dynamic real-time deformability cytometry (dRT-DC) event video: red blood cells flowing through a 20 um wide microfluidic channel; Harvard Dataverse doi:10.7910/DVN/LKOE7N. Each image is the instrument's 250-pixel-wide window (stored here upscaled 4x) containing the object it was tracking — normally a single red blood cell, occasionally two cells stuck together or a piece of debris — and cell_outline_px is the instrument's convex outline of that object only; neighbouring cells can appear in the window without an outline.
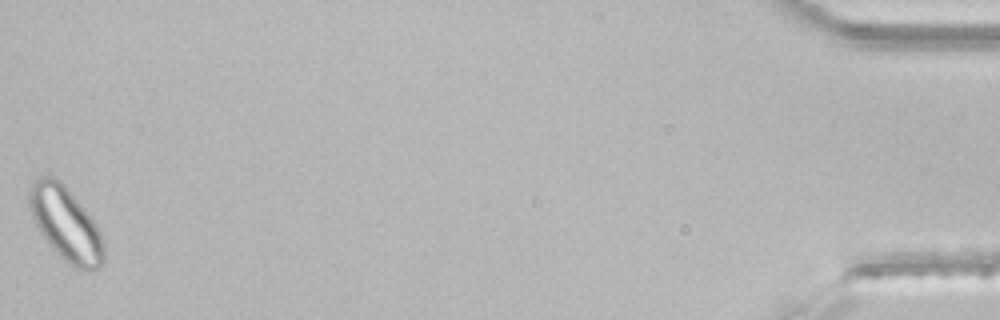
{"species": "common noctule bat (a hibernating species)", "species_latin": "Nyctalus noctula", "temperature_condition": "room temperature", "stored_images_in_passage": 44, "segment_of_instrument_passage": [2, 2], "camera_frame_rate_fps": 3000, "um_per_image_px": 0.085, "animal": {"sex": "male", "body_mass_g": 21.5, "forearm_length_mm": 52.0}, "frame": {"image": 1, "passage_image": 44, "time_ms": 14.333, "image_size_px": [1000, 320], "cell_outline_px": [[104, 260], [100, 268], [76, 268], [64, 260], [48, 244], [40, 232], [32, 216], [28, 204], [28, 192], [32, 184], [40, 176], [56, 176], [68, 188], [96, 224], [104, 240]], "centroid_in_image_um": [5.58, 19.0], "position_along_channel_um": 429.6, "area_um2": 31.85}}